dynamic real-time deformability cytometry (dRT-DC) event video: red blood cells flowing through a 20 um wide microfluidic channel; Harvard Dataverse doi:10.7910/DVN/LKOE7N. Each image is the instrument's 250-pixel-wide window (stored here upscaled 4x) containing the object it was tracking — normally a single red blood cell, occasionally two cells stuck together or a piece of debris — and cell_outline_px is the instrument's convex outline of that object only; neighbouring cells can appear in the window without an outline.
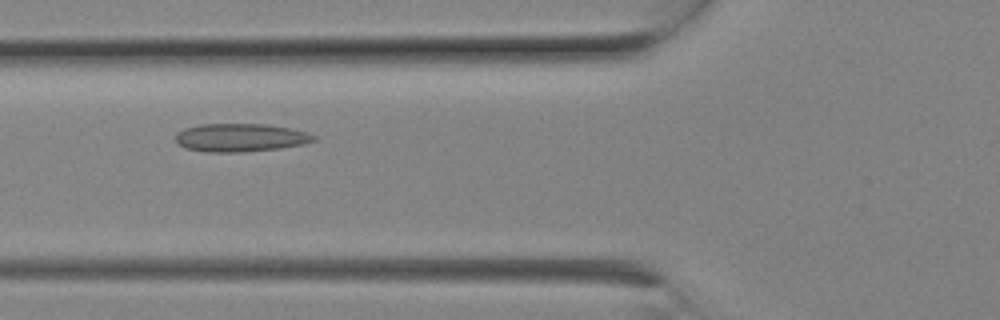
{"species": "Egyptian fruit bat (a non-hibernating species)", "species_latin": "Rousettus aegyptiacus", "temperature_condition": "room temperature", "stored_images_in_passage": 3, "camera_frame_rate_fps": 3000, "um_per_image_px": 0.085, "animal": {"sex": "female"}, "frame": {"image": 1, "passage_image": 2, "time_ms": 0.333, "image_size_px": [1000, 320], "cell_outline_px": [[316, 140], [304, 144], [280, 148], [240, 152], [204, 152], [184, 148], [176, 144], [176, 132], [184, 128], [200, 124], [264, 124], [292, 128], [308, 132], [316, 136]], "centroid_in_image_um": [20.42, 11.7], "position_along_channel_um": 105.4, "area_um2": 22.95}}
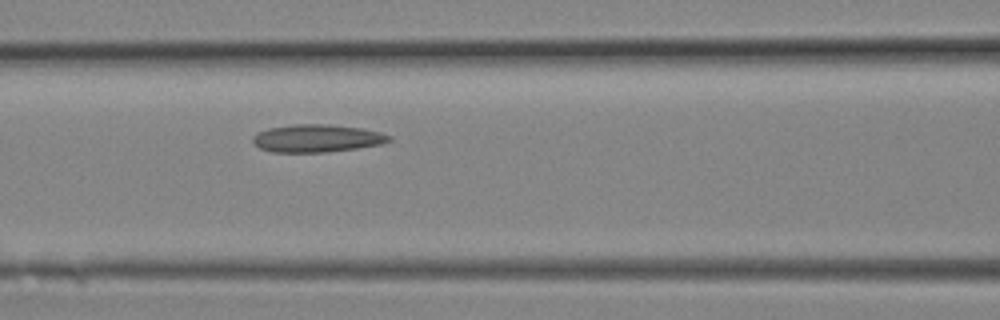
{"frame": {"image": 2, "passage_image": 3, "time_ms": 0.667, "image_size_px": [1000, 320], "cell_outline_px": [[392, 140], [380, 144], [356, 148], [328, 152], [272, 152], [260, 148], [252, 140], [252, 136], [256, 132], [268, 128], [292, 124], [328, 124], [364, 128], [380, 132], [392, 136]], "centroid_in_image_um": [26.93, 11.74], "position_along_channel_um": 139.7, "area_um2": 22.14}}